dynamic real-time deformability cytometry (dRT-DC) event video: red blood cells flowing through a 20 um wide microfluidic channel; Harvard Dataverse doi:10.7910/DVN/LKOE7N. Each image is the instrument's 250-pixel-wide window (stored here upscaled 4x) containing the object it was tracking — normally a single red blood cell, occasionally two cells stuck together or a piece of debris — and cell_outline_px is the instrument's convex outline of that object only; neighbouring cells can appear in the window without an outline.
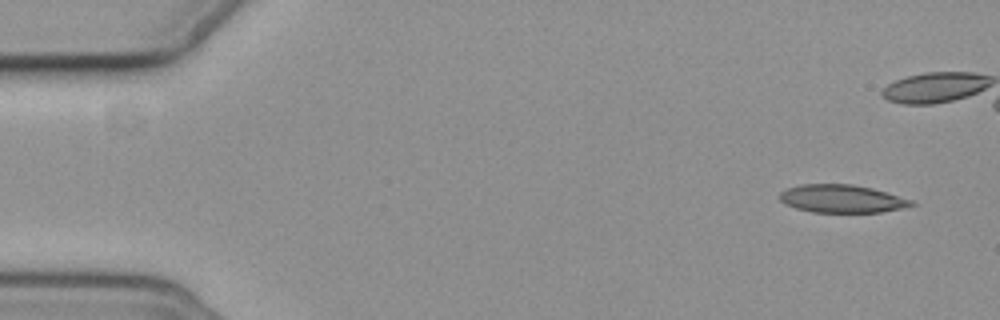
{"species": "common noctule bat (a hibernating species)", "species_latin": "Nyctalus noctula", "temperature_condition": "cold", "stored_images_in_passage": 7, "camera_frame_rate_fps": 3000, "um_per_image_px": 0.085, "animal": {"sex": "female", "body_mass_g": 19.3, "forearm_length_mm": 54.1}, "frame": {"image": 1, "passage_image": 1, "time_ms": 0.0, "image_size_px": [1000, 320], "cell_outline_px": [[916, 204], [900, 208], [880, 212], [812, 212], [796, 208], [780, 200], [780, 192], [788, 188], [800, 184], [852, 184], [872, 188], [912, 200]], "centroid_in_image_um": [71.54, 16.88], "position_along_channel_um": 13.5, "area_um2": 21.15}}
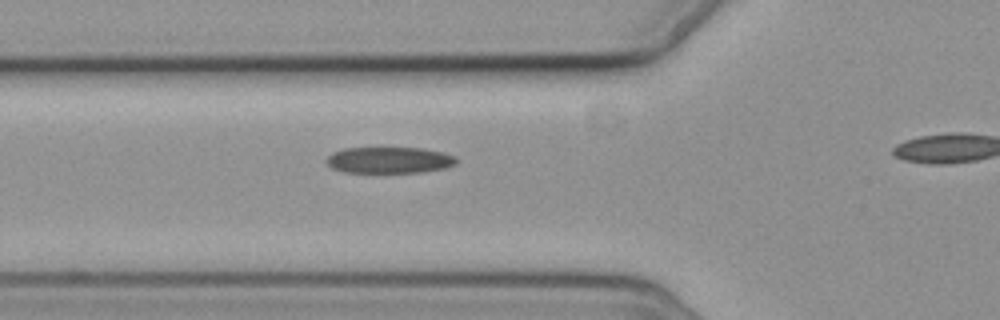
{"frame": {"image": 2, "passage_image": 7, "time_ms": 7.0, "image_size_px": [1000, 320], "cell_outline_px": [[456, 164], [444, 168], [424, 172], [344, 172], [332, 168], [324, 160], [332, 152], [344, 148], [424, 148], [444, 152], [456, 156]], "centroid_in_image_um": [33.09, 13.6], "position_along_channel_um": 92.7, "area_um2": 20.0}}